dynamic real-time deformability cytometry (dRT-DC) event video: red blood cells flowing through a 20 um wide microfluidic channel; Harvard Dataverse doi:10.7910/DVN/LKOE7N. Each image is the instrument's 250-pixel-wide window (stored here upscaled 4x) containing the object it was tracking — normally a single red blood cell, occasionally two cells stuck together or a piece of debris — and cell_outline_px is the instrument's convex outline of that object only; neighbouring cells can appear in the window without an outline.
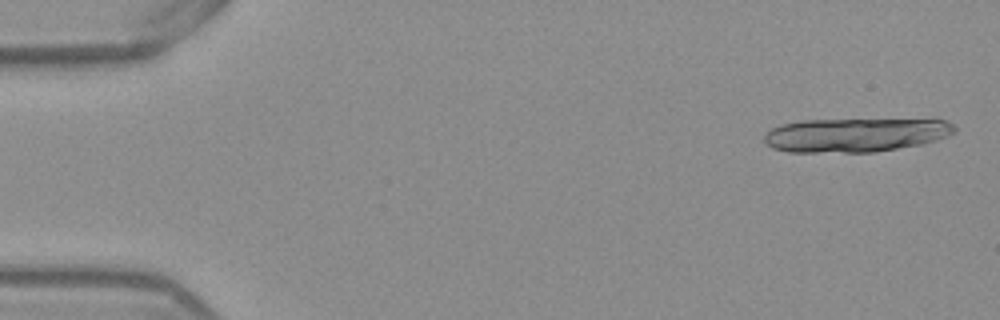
{"species": "Egyptian fruit bat (a non-hibernating species)", "species_latin": "Rousettus aegyptiacus", "temperature_condition": "warm", "stored_images_in_passage": 18, "camera_frame_rate_fps": 3000, "um_per_image_px": 0.085, "frame": {"image": 1, "passage_image": 2, "time_ms": 0.333, "image_size_px": [1000, 320], "cell_outline_px": [[956, 132], [948, 136], [924, 144], [876, 152], [788, 152], [772, 148], [764, 140], [764, 136], [772, 128], [780, 124], [800, 120], [948, 120], [956, 128]], "centroid_in_image_um": [72.72, 11.48], "position_along_channel_um": 12.3, "area_um2": 37.63}}